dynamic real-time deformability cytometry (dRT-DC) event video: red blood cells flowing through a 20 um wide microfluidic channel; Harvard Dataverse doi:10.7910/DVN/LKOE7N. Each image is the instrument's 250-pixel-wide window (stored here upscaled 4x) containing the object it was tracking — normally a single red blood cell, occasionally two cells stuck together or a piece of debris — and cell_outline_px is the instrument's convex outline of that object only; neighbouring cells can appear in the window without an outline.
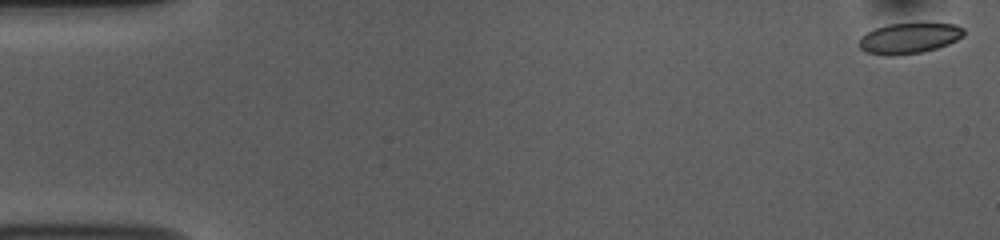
{"species": "common noctule bat (a hibernating species)", "species_latin": "Nyctalus noctula", "temperature_condition": "room temperature", "stored_images_in_passage": 53, "camera_frame_rate_fps": 3000, "um_per_image_px": 0.085, "animal": {"sex": "female", "body_mass_g": 10.0, "forearm_length_mm": 53.1}, "frame": {"image": 1, "passage_image": 1, "time_ms": 0.0, "image_size_px": [1000, 240], "cell_outline_px": [[964, 36], [948, 44], [924, 52], [896, 56], [884, 56], [864, 52], [856, 44], [868, 32], [876, 28], [888, 24], [956, 24], [964, 28]], "centroid_in_image_um": [77.26, 3.28], "position_along_channel_um": 7.7, "area_um2": 18.73}}
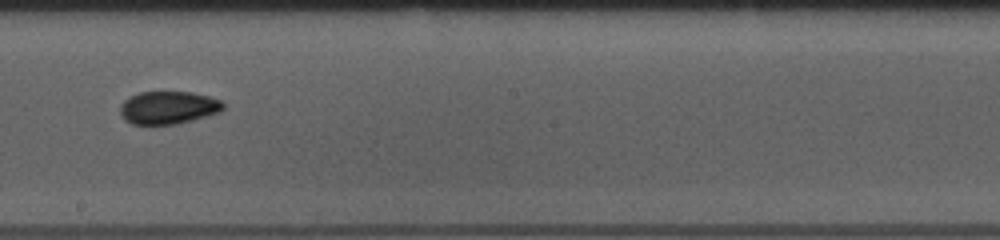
{"frame": {"image": 2, "passage_image": 30, "time_ms": 9.667, "image_size_px": [1000, 240], "cell_outline_px": [[224, 108], [220, 112], [192, 120], [176, 124], [132, 124], [124, 120], [120, 112], [120, 104], [128, 96], [140, 92], [192, 92], [208, 96], [220, 100], [224, 104]], "centroid_in_image_um": [14.28, 9.14], "position_along_channel_um": 233.9, "area_um2": 19.77}}
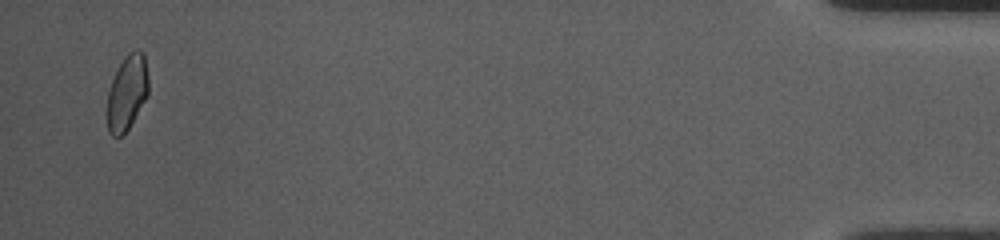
{"frame": {"image": 3, "passage_image": 52, "time_ms": 17.0, "image_size_px": [1000, 240], "cell_outline_px": [[148, 96], [128, 128], [120, 136], [112, 136], [108, 132], [108, 92], [112, 80], [124, 56], [128, 52], [136, 48], [140, 48], [144, 52], [148, 76]], "centroid_in_image_um": [10.83, 7.81], "position_along_channel_um": 424.4, "area_um2": 18.03}, "authors_computed_cell_mechanics": {"area_um2": 19.1896, "velocity_mm_per_s": 3.7413, "shape_relaxation_time_tau1_ms": null, "shape_relaxation_time_tau2_ms": 2.0416, "deformation_change_tau1": null, "deformation_change_tau2": 0.0505}}